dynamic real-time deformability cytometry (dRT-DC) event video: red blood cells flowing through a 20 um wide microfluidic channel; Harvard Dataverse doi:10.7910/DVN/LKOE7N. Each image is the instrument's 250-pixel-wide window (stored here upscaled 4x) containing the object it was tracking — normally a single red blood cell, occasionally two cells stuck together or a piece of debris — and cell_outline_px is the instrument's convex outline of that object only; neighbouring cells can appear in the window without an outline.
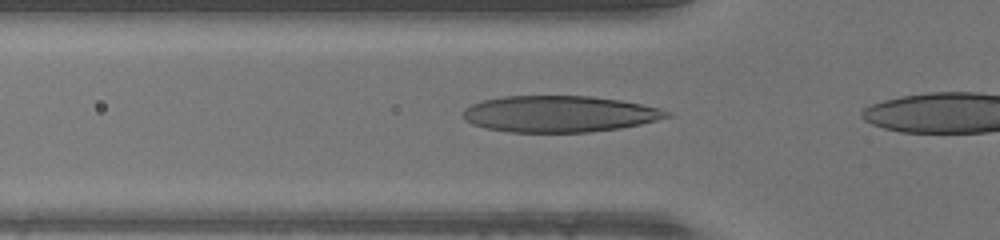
{"species": "human", "species_latin": "Homo sapiens", "temperature_condition": "warm", "stored_images_in_passage": 8, "camera_frame_rate_fps": 3000, "um_per_image_px": 0.085, "donor": {"sex": "male"}, "frame": {"image": 1, "passage_image": 3, "time_ms": 0.667, "image_size_px": [1000, 240], "cell_outline_px": [[672, 116], [640, 124], [620, 128], [588, 132], [508, 132], [488, 128], [472, 124], [464, 120], [460, 116], [460, 112], [464, 108], [472, 104], [484, 100], [504, 96], [592, 96], [620, 100], [660, 108], [668, 112]], "centroid_in_image_um": [47.49, 9.68], "position_along_channel_um": 78.3, "area_um2": 43.23}}
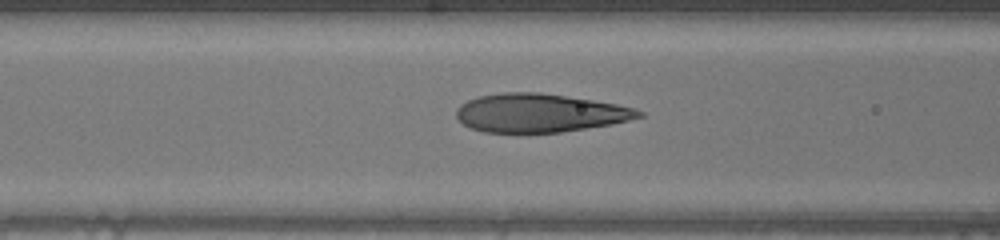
{"frame": {"image": 2, "passage_image": 6, "time_ms": 1.667, "image_size_px": [1000, 240], "cell_outline_px": [[644, 116], [612, 124], [560, 132], [484, 132], [472, 128], [464, 124], [456, 116], [456, 112], [460, 104], [468, 100], [480, 96], [500, 92], [540, 92], [592, 100], [616, 104], [632, 108], [644, 112]], "centroid_in_image_um": [45.86, 9.59], "position_along_channel_um": 120.7, "area_um2": 40.58}}